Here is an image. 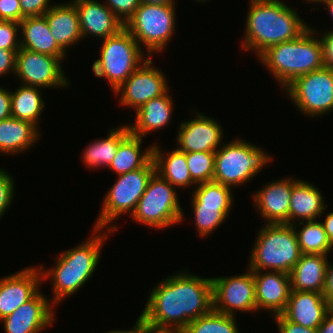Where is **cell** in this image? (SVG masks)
Listing matches in <instances>:
<instances>
[{
  "label": "cell",
  "mask_w": 333,
  "mask_h": 333,
  "mask_svg": "<svg viewBox=\"0 0 333 333\" xmlns=\"http://www.w3.org/2000/svg\"><path fill=\"white\" fill-rule=\"evenodd\" d=\"M292 178H282L268 182L253 193L256 210L266 224H289Z\"/></svg>",
  "instance_id": "18"
},
{
  "label": "cell",
  "mask_w": 333,
  "mask_h": 333,
  "mask_svg": "<svg viewBox=\"0 0 333 333\" xmlns=\"http://www.w3.org/2000/svg\"><path fill=\"white\" fill-rule=\"evenodd\" d=\"M168 92L169 90L164 95L149 100L136 110L134 122L129 125L131 134L144 138L149 132L164 129L170 124L174 101Z\"/></svg>",
  "instance_id": "24"
},
{
  "label": "cell",
  "mask_w": 333,
  "mask_h": 333,
  "mask_svg": "<svg viewBox=\"0 0 333 333\" xmlns=\"http://www.w3.org/2000/svg\"><path fill=\"white\" fill-rule=\"evenodd\" d=\"M151 56L114 91L119 103L138 110L151 99L164 95L169 89L167 77L154 65ZM121 93V94H120Z\"/></svg>",
  "instance_id": "14"
},
{
  "label": "cell",
  "mask_w": 333,
  "mask_h": 333,
  "mask_svg": "<svg viewBox=\"0 0 333 333\" xmlns=\"http://www.w3.org/2000/svg\"><path fill=\"white\" fill-rule=\"evenodd\" d=\"M39 87L19 86L16 91L11 90V116L28 121L39 128L40 115L45 108L44 99L41 95Z\"/></svg>",
  "instance_id": "31"
},
{
  "label": "cell",
  "mask_w": 333,
  "mask_h": 333,
  "mask_svg": "<svg viewBox=\"0 0 333 333\" xmlns=\"http://www.w3.org/2000/svg\"><path fill=\"white\" fill-rule=\"evenodd\" d=\"M60 58L20 48L16 53L15 76L22 85L39 88L68 87L69 79Z\"/></svg>",
  "instance_id": "12"
},
{
  "label": "cell",
  "mask_w": 333,
  "mask_h": 333,
  "mask_svg": "<svg viewBox=\"0 0 333 333\" xmlns=\"http://www.w3.org/2000/svg\"><path fill=\"white\" fill-rule=\"evenodd\" d=\"M317 330L318 333H333V307L326 313L322 324Z\"/></svg>",
  "instance_id": "48"
},
{
  "label": "cell",
  "mask_w": 333,
  "mask_h": 333,
  "mask_svg": "<svg viewBox=\"0 0 333 333\" xmlns=\"http://www.w3.org/2000/svg\"><path fill=\"white\" fill-rule=\"evenodd\" d=\"M11 91L0 86V121L11 117Z\"/></svg>",
  "instance_id": "46"
},
{
  "label": "cell",
  "mask_w": 333,
  "mask_h": 333,
  "mask_svg": "<svg viewBox=\"0 0 333 333\" xmlns=\"http://www.w3.org/2000/svg\"><path fill=\"white\" fill-rule=\"evenodd\" d=\"M319 188L308 181L292 178L289 224L300 221L317 220L323 217L326 205ZM298 219V220H297Z\"/></svg>",
  "instance_id": "23"
},
{
  "label": "cell",
  "mask_w": 333,
  "mask_h": 333,
  "mask_svg": "<svg viewBox=\"0 0 333 333\" xmlns=\"http://www.w3.org/2000/svg\"><path fill=\"white\" fill-rule=\"evenodd\" d=\"M15 183L13 176L6 169L0 168V220L8 210L14 198Z\"/></svg>",
  "instance_id": "38"
},
{
  "label": "cell",
  "mask_w": 333,
  "mask_h": 333,
  "mask_svg": "<svg viewBox=\"0 0 333 333\" xmlns=\"http://www.w3.org/2000/svg\"><path fill=\"white\" fill-rule=\"evenodd\" d=\"M292 226L302 254L328 255L333 250L321 221H300Z\"/></svg>",
  "instance_id": "32"
},
{
  "label": "cell",
  "mask_w": 333,
  "mask_h": 333,
  "mask_svg": "<svg viewBox=\"0 0 333 333\" xmlns=\"http://www.w3.org/2000/svg\"><path fill=\"white\" fill-rule=\"evenodd\" d=\"M21 14L25 17L44 15L53 5L51 0H19ZM51 4V5H50Z\"/></svg>",
  "instance_id": "40"
},
{
  "label": "cell",
  "mask_w": 333,
  "mask_h": 333,
  "mask_svg": "<svg viewBox=\"0 0 333 333\" xmlns=\"http://www.w3.org/2000/svg\"><path fill=\"white\" fill-rule=\"evenodd\" d=\"M51 299L38 291L2 321L5 333H38L54 323Z\"/></svg>",
  "instance_id": "16"
},
{
  "label": "cell",
  "mask_w": 333,
  "mask_h": 333,
  "mask_svg": "<svg viewBox=\"0 0 333 333\" xmlns=\"http://www.w3.org/2000/svg\"><path fill=\"white\" fill-rule=\"evenodd\" d=\"M139 1L140 3L149 4L153 6L176 4L175 0H139Z\"/></svg>",
  "instance_id": "50"
},
{
  "label": "cell",
  "mask_w": 333,
  "mask_h": 333,
  "mask_svg": "<svg viewBox=\"0 0 333 333\" xmlns=\"http://www.w3.org/2000/svg\"><path fill=\"white\" fill-rule=\"evenodd\" d=\"M328 255L302 254L290 272L291 290L323 293Z\"/></svg>",
  "instance_id": "26"
},
{
  "label": "cell",
  "mask_w": 333,
  "mask_h": 333,
  "mask_svg": "<svg viewBox=\"0 0 333 333\" xmlns=\"http://www.w3.org/2000/svg\"><path fill=\"white\" fill-rule=\"evenodd\" d=\"M185 157L191 178L196 184L213 181L215 152H185Z\"/></svg>",
  "instance_id": "36"
},
{
  "label": "cell",
  "mask_w": 333,
  "mask_h": 333,
  "mask_svg": "<svg viewBox=\"0 0 333 333\" xmlns=\"http://www.w3.org/2000/svg\"><path fill=\"white\" fill-rule=\"evenodd\" d=\"M71 2L78 11L82 39L91 35L104 40L124 28V24L101 1L72 0Z\"/></svg>",
  "instance_id": "20"
},
{
  "label": "cell",
  "mask_w": 333,
  "mask_h": 333,
  "mask_svg": "<svg viewBox=\"0 0 333 333\" xmlns=\"http://www.w3.org/2000/svg\"><path fill=\"white\" fill-rule=\"evenodd\" d=\"M19 25L20 48L65 59L67 54L55 42L44 15L25 17Z\"/></svg>",
  "instance_id": "25"
},
{
  "label": "cell",
  "mask_w": 333,
  "mask_h": 333,
  "mask_svg": "<svg viewBox=\"0 0 333 333\" xmlns=\"http://www.w3.org/2000/svg\"><path fill=\"white\" fill-rule=\"evenodd\" d=\"M318 38H320L322 46L324 65L333 69V29L322 33Z\"/></svg>",
  "instance_id": "43"
},
{
  "label": "cell",
  "mask_w": 333,
  "mask_h": 333,
  "mask_svg": "<svg viewBox=\"0 0 333 333\" xmlns=\"http://www.w3.org/2000/svg\"><path fill=\"white\" fill-rule=\"evenodd\" d=\"M99 232V233H98ZM101 232V233H100ZM114 231L109 229H93L94 236L69 250L62 251L56 256V263L53 268L45 270L43 265L38 266L41 272L42 282L47 278L51 279L52 303L57 304L77 293L85 286L101 257L103 242Z\"/></svg>",
  "instance_id": "3"
},
{
  "label": "cell",
  "mask_w": 333,
  "mask_h": 333,
  "mask_svg": "<svg viewBox=\"0 0 333 333\" xmlns=\"http://www.w3.org/2000/svg\"><path fill=\"white\" fill-rule=\"evenodd\" d=\"M153 288L140 316L157 333H181L190 321L213 310L211 278L177 271Z\"/></svg>",
  "instance_id": "1"
},
{
  "label": "cell",
  "mask_w": 333,
  "mask_h": 333,
  "mask_svg": "<svg viewBox=\"0 0 333 333\" xmlns=\"http://www.w3.org/2000/svg\"><path fill=\"white\" fill-rule=\"evenodd\" d=\"M23 19L19 0H0V20L20 23Z\"/></svg>",
  "instance_id": "41"
},
{
  "label": "cell",
  "mask_w": 333,
  "mask_h": 333,
  "mask_svg": "<svg viewBox=\"0 0 333 333\" xmlns=\"http://www.w3.org/2000/svg\"><path fill=\"white\" fill-rule=\"evenodd\" d=\"M133 36L125 29L102 40L100 58L93 62L92 71L105 78L114 92L149 56L143 53Z\"/></svg>",
  "instance_id": "7"
},
{
  "label": "cell",
  "mask_w": 333,
  "mask_h": 333,
  "mask_svg": "<svg viewBox=\"0 0 333 333\" xmlns=\"http://www.w3.org/2000/svg\"><path fill=\"white\" fill-rule=\"evenodd\" d=\"M197 235L207 237L228 218L231 209H219V206L192 205Z\"/></svg>",
  "instance_id": "35"
},
{
  "label": "cell",
  "mask_w": 333,
  "mask_h": 333,
  "mask_svg": "<svg viewBox=\"0 0 333 333\" xmlns=\"http://www.w3.org/2000/svg\"><path fill=\"white\" fill-rule=\"evenodd\" d=\"M253 271L257 311L281 314L291 291L290 274L280 271Z\"/></svg>",
  "instance_id": "19"
},
{
  "label": "cell",
  "mask_w": 333,
  "mask_h": 333,
  "mask_svg": "<svg viewBox=\"0 0 333 333\" xmlns=\"http://www.w3.org/2000/svg\"><path fill=\"white\" fill-rule=\"evenodd\" d=\"M177 195L176 188L155 172L130 217L158 230L183 223L185 216Z\"/></svg>",
  "instance_id": "9"
},
{
  "label": "cell",
  "mask_w": 333,
  "mask_h": 333,
  "mask_svg": "<svg viewBox=\"0 0 333 333\" xmlns=\"http://www.w3.org/2000/svg\"><path fill=\"white\" fill-rule=\"evenodd\" d=\"M279 333H318L317 329L304 327L300 324L288 321L281 314L273 316Z\"/></svg>",
  "instance_id": "42"
},
{
  "label": "cell",
  "mask_w": 333,
  "mask_h": 333,
  "mask_svg": "<svg viewBox=\"0 0 333 333\" xmlns=\"http://www.w3.org/2000/svg\"><path fill=\"white\" fill-rule=\"evenodd\" d=\"M143 139L129 134L120 144L110 163V169L117 176L145 167L153 159V145L142 151Z\"/></svg>",
  "instance_id": "30"
},
{
  "label": "cell",
  "mask_w": 333,
  "mask_h": 333,
  "mask_svg": "<svg viewBox=\"0 0 333 333\" xmlns=\"http://www.w3.org/2000/svg\"><path fill=\"white\" fill-rule=\"evenodd\" d=\"M236 317L212 310L188 323L181 333H240Z\"/></svg>",
  "instance_id": "34"
},
{
  "label": "cell",
  "mask_w": 333,
  "mask_h": 333,
  "mask_svg": "<svg viewBox=\"0 0 333 333\" xmlns=\"http://www.w3.org/2000/svg\"><path fill=\"white\" fill-rule=\"evenodd\" d=\"M285 93L303 115L312 118L333 111V69L322 67L296 78Z\"/></svg>",
  "instance_id": "11"
},
{
  "label": "cell",
  "mask_w": 333,
  "mask_h": 333,
  "mask_svg": "<svg viewBox=\"0 0 333 333\" xmlns=\"http://www.w3.org/2000/svg\"><path fill=\"white\" fill-rule=\"evenodd\" d=\"M303 1H307V2H309V3H318V2H320L321 0H303Z\"/></svg>",
  "instance_id": "52"
},
{
  "label": "cell",
  "mask_w": 333,
  "mask_h": 333,
  "mask_svg": "<svg viewBox=\"0 0 333 333\" xmlns=\"http://www.w3.org/2000/svg\"><path fill=\"white\" fill-rule=\"evenodd\" d=\"M104 4L125 25L140 5L139 0H106Z\"/></svg>",
  "instance_id": "39"
},
{
  "label": "cell",
  "mask_w": 333,
  "mask_h": 333,
  "mask_svg": "<svg viewBox=\"0 0 333 333\" xmlns=\"http://www.w3.org/2000/svg\"><path fill=\"white\" fill-rule=\"evenodd\" d=\"M239 139L224 143L215 151L213 181L231 188L255 178L273 158L260 146Z\"/></svg>",
  "instance_id": "6"
},
{
  "label": "cell",
  "mask_w": 333,
  "mask_h": 333,
  "mask_svg": "<svg viewBox=\"0 0 333 333\" xmlns=\"http://www.w3.org/2000/svg\"><path fill=\"white\" fill-rule=\"evenodd\" d=\"M155 172V163L152 159L143 168L119 175L104 197L93 228L116 231L118 227L114 224L115 220L126 213L131 216Z\"/></svg>",
  "instance_id": "8"
},
{
  "label": "cell",
  "mask_w": 333,
  "mask_h": 333,
  "mask_svg": "<svg viewBox=\"0 0 333 333\" xmlns=\"http://www.w3.org/2000/svg\"><path fill=\"white\" fill-rule=\"evenodd\" d=\"M18 50H5L0 48V77L15 73L16 53ZM5 74V75H4Z\"/></svg>",
  "instance_id": "44"
},
{
  "label": "cell",
  "mask_w": 333,
  "mask_h": 333,
  "mask_svg": "<svg viewBox=\"0 0 333 333\" xmlns=\"http://www.w3.org/2000/svg\"><path fill=\"white\" fill-rule=\"evenodd\" d=\"M152 145L156 173L176 189L190 188V186L192 188L196 187L195 185L197 184L192 180L190 171L188 170L185 152L175 148V150H171L167 154L163 152L158 143L157 145L156 143H152Z\"/></svg>",
  "instance_id": "28"
},
{
  "label": "cell",
  "mask_w": 333,
  "mask_h": 333,
  "mask_svg": "<svg viewBox=\"0 0 333 333\" xmlns=\"http://www.w3.org/2000/svg\"><path fill=\"white\" fill-rule=\"evenodd\" d=\"M246 18L243 50L256 57L273 45L298 38L310 25L297 11L280 0H250Z\"/></svg>",
  "instance_id": "2"
},
{
  "label": "cell",
  "mask_w": 333,
  "mask_h": 333,
  "mask_svg": "<svg viewBox=\"0 0 333 333\" xmlns=\"http://www.w3.org/2000/svg\"><path fill=\"white\" fill-rule=\"evenodd\" d=\"M233 188L216 181L199 183L191 196V205L219 206V209H232Z\"/></svg>",
  "instance_id": "33"
},
{
  "label": "cell",
  "mask_w": 333,
  "mask_h": 333,
  "mask_svg": "<svg viewBox=\"0 0 333 333\" xmlns=\"http://www.w3.org/2000/svg\"><path fill=\"white\" fill-rule=\"evenodd\" d=\"M331 308L322 293L291 290L281 315L288 321L317 329Z\"/></svg>",
  "instance_id": "21"
},
{
  "label": "cell",
  "mask_w": 333,
  "mask_h": 333,
  "mask_svg": "<svg viewBox=\"0 0 333 333\" xmlns=\"http://www.w3.org/2000/svg\"><path fill=\"white\" fill-rule=\"evenodd\" d=\"M44 16L55 42L65 53L83 40L78 11L71 1L53 5Z\"/></svg>",
  "instance_id": "22"
},
{
  "label": "cell",
  "mask_w": 333,
  "mask_h": 333,
  "mask_svg": "<svg viewBox=\"0 0 333 333\" xmlns=\"http://www.w3.org/2000/svg\"><path fill=\"white\" fill-rule=\"evenodd\" d=\"M196 113L193 119L179 124L177 148L183 152H215L223 144V128L216 119Z\"/></svg>",
  "instance_id": "15"
},
{
  "label": "cell",
  "mask_w": 333,
  "mask_h": 333,
  "mask_svg": "<svg viewBox=\"0 0 333 333\" xmlns=\"http://www.w3.org/2000/svg\"><path fill=\"white\" fill-rule=\"evenodd\" d=\"M176 4L153 6L140 3L124 28L133 36L147 55L162 53L175 33ZM141 43V44H140Z\"/></svg>",
  "instance_id": "10"
},
{
  "label": "cell",
  "mask_w": 333,
  "mask_h": 333,
  "mask_svg": "<svg viewBox=\"0 0 333 333\" xmlns=\"http://www.w3.org/2000/svg\"><path fill=\"white\" fill-rule=\"evenodd\" d=\"M318 3L319 4L322 3L323 5L325 4V6L327 8V11L329 12L331 17L333 18V0H321Z\"/></svg>",
  "instance_id": "51"
},
{
  "label": "cell",
  "mask_w": 333,
  "mask_h": 333,
  "mask_svg": "<svg viewBox=\"0 0 333 333\" xmlns=\"http://www.w3.org/2000/svg\"><path fill=\"white\" fill-rule=\"evenodd\" d=\"M40 130L32 123L14 117L0 121V153L15 155L28 151L40 138Z\"/></svg>",
  "instance_id": "27"
},
{
  "label": "cell",
  "mask_w": 333,
  "mask_h": 333,
  "mask_svg": "<svg viewBox=\"0 0 333 333\" xmlns=\"http://www.w3.org/2000/svg\"><path fill=\"white\" fill-rule=\"evenodd\" d=\"M18 32H20L18 22L0 20V48L5 50H19L20 34Z\"/></svg>",
  "instance_id": "37"
},
{
  "label": "cell",
  "mask_w": 333,
  "mask_h": 333,
  "mask_svg": "<svg viewBox=\"0 0 333 333\" xmlns=\"http://www.w3.org/2000/svg\"><path fill=\"white\" fill-rule=\"evenodd\" d=\"M195 2H200V3H205L206 1H209V0H194Z\"/></svg>",
  "instance_id": "53"
},
{
  "label": "cell",
  "mask_w": 333,
  "mask_h": 333,
  "mask_svg": "<svg viewBox=\"0 0 333 333\" xmlns=\"http://www.w3.org/2000/svg\"><path fill=\"white\" fill-rule=\"evenodd\" d=\"M42 284L39 267L29 266L0 278V320L30 300Z\"/></svg>",
  "instance_id": "17"
},
{
  "label": "cell",
  "mask_w": 333,
  "mask_h": 333,
  "mask_svg": "<svg viewBox=\"0 0 333 333\" xmlns=\"http://www.w3.org/2000/svg\"><path fill=\"white\" fill-rule=\"evenodd\" d=\"M211 279L214 311L232 316L237 311L257 312L255 281L253 271L249 268L241 275Z\"/></svg>",
  "instance_id": "13"
},
{
  "label": "cell",
  "mask_w": 333,
  "mask_h": 333,
  "mask_svg": "<svg viewBox=\"0 0 333 333\" xmlns=\"http://www.w3.org/2000/svg\"><path fill=\"white\" fill-rule=\"evenodd\" d=\"M318 33L310 26L298 38L273 45L258 57L282 89L296 78L325 66L320 38L315 36Z\"/></svg>",
  "instance_id": "4"
},
{
  "label": "cell",
  "mask_w": 333,
  "mask_h": 333,
  "mask_svg": "<svg viewBox=\"0 0 333 333\" xmlns=\"http://www.w3.org/2000/svg\"><path fill=\"white\" fill-rule=\"evenodd\" d=\"M107 333H157L141 316H139L130 330L115 329Z\"/></svg>",
  "instance_id": "47"
},
{
  "label": "cell",
  "mask_w": 333,
  "mask_h": 333,
  "mask_svg": "<svg viewBox=\"0 0 333 333\" xmlns=\"http://www.w3.org/2000/svg\"><path fill=\"white\" fill-rule=\"evenodd\" d=\"M323 296L328 304L333 307V264L327 263Z\"/></svg>",
  "instance_id": "45"
},
{
  "label": "cell",
  "mask_w": 333,
  "mask_h": 333,
  "mask_svg": "<svg viewBox=\"0 0 333 333\" xmlns=\"http://www.w3.org/2000/svg\"><path fill=\"white\" fill-rule=\"evenodd\" d=\"M106 138L89 143L82 154V160L87 168H108L116 155L119 144L130 134L129 125L112 127Z\"/></svg>",
  "instance_id": "29"
},
{
  "label": "cell",
  "mask_w": 333,
  "mask_h": 333,
  "mask_svg": "<svg viewBox=\"0 0 333 333\" xmlns=\"http://www.w3.org/2000/svg\"><path fill=\"white\" fill-rule=\"evenodd\" d=\"M262 226L257 232L247 268L290 274L302 255L293 226L266 223Z\"/></svg>",
  "instance_id": "5"
},
{
  "label": "cell",
  "mask_w": 333,
  "mask_h": 333,
  "mask_svg": "<svg viewBox=\"0 0 333 333\" xmlns=\"http://www.w3.org/2000/svg\"><path fill=\"white\" fill-rule=\"evenodd\" d=\"M327 237L333 246V211L328 213L322 222Z\"/></svg>",
  "instance_id": "49"
}]
</instances>
